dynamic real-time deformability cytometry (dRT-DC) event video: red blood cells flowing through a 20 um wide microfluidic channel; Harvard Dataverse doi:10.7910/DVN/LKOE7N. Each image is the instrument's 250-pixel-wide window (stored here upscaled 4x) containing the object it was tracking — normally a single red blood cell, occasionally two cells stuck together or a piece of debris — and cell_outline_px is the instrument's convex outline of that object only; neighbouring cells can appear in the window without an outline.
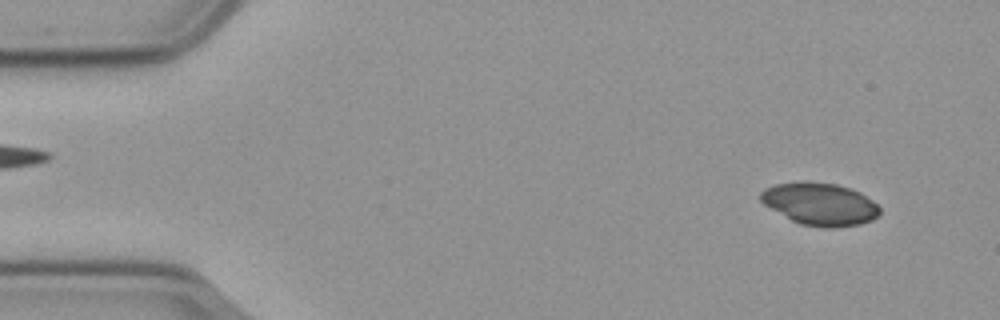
{"species": "common noctule bat (a hibernating species)", "species_latin": "Nyctalus noctula", "temperature_condition": "cold", "stored_images_in_passage": 13, "camera_frame_rate_fps": 3000, "um_per_image_px": 0.085, "animal": {"sex": "male", "body_mass_g": 23.1, "forearm_length_mm": 52.7}, "frame": {"image": 1, "passage_image": 2, "time_ms": 0.333, "image_size_px": [1000, 320], "cell_outline_px": [[880, 212], [872, 220], [860, 224], [832, 228], [824, 228], [800, 224], [792, 220], [764, 204], [756, 196], [764, 188], [776, 184], [804, 180], [808, 180], [836, 184], [860, 192], [872, 200], [880, 208]], "centroid_in_image_um": [69.66, 17.32], "position_along_channel_um": 15.3, "area_um2": 29.65}}